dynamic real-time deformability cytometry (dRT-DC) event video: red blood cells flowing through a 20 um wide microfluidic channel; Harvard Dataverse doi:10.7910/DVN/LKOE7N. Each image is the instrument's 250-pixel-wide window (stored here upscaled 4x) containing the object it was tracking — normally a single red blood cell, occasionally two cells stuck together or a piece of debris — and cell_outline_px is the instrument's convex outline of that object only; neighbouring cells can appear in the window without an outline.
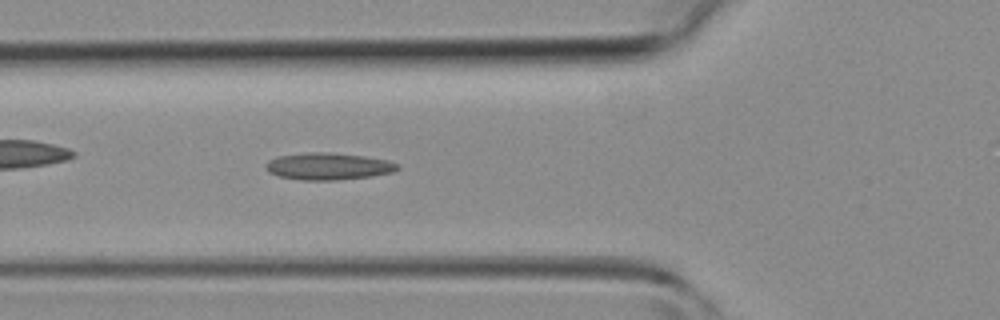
{"species": "common noctule bat (a hibernating species)", "species_latin": "Nyctalus noctula", "temperature_condition": "room temperature", "stored_images_in_passage": 35, "camera_frame_rate_fps": 3000, "um_per_image_px": 0.085, "animal": {"sex": "female", "body_mass_g": 19.3, "forearm_length_mm": 54.1}, "frame": {"image": 1, "passage_image": 7, "time_ms": 2.0, "image_size_px": [1000, 320], "cell_outline_px": [[400, 168], [392, 172], [372, 176], [336, 180], [300, 180], [280, 176], [268, 172], [264, 168], [268, 160], [280, 156], [308, 152], [328, 152], [364, 156], [388, 160], [400, 164]], "centroid_in_image_um": [27.92, 14.13], "position_along_channel_um": 97.9, "area_um2": 20.75}}
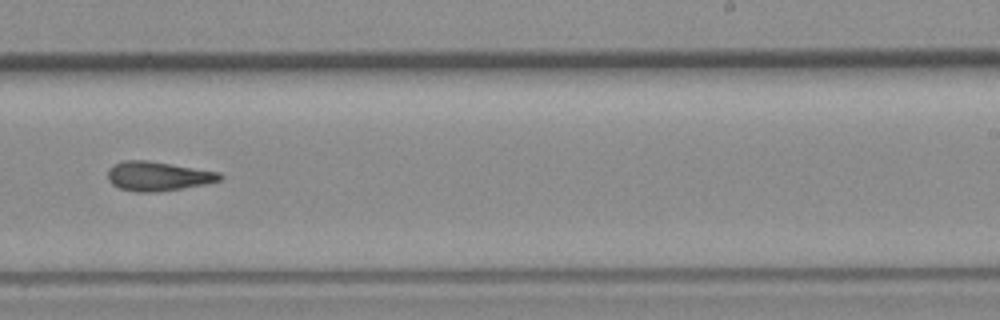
{"frame": {"image": 2, "passage_image": 18, "time_ms": 5.667, "image_size_px": [1000, 320], "cell_outline_px": [[224, 176], [220, 180], [204, 184], [156, 192], [136, 192], [120, 188], [112, 184], [108, 180], [108, 168], [112, 164], [124, 160], [148, 160], [220, 172]], "centroid_in_image_um": [13.39, 14.96], "position_along_channel_um": 275.6, "area_um2": 19.13}}
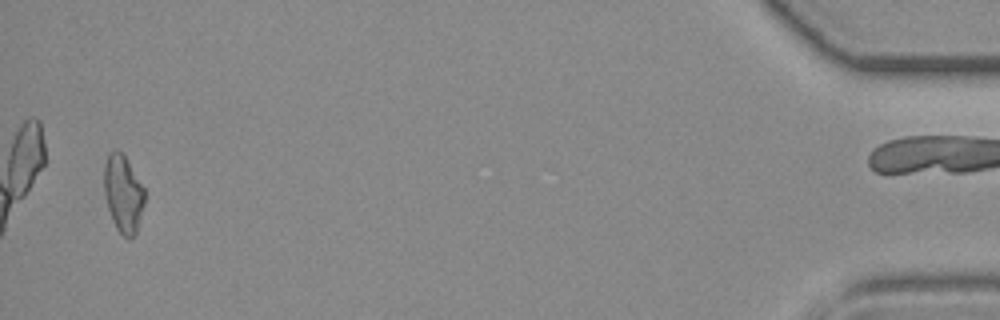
{"frame": {"image": 3, "passage_image": 33, "time_ms": 10.667, "image_size_px": [1000, 320], "cell_outline_px": [[144, 204], [136, 232], [128, 240], [116, 228], [112, 220], [104, 196], [104, 164], [108, 156], [116, 148], [124, 156], [144, 188]], "centroid_in_image_um": [10.45, 16.49], "position_along_channel_um": 424.7, "area_um2": 17.98}}